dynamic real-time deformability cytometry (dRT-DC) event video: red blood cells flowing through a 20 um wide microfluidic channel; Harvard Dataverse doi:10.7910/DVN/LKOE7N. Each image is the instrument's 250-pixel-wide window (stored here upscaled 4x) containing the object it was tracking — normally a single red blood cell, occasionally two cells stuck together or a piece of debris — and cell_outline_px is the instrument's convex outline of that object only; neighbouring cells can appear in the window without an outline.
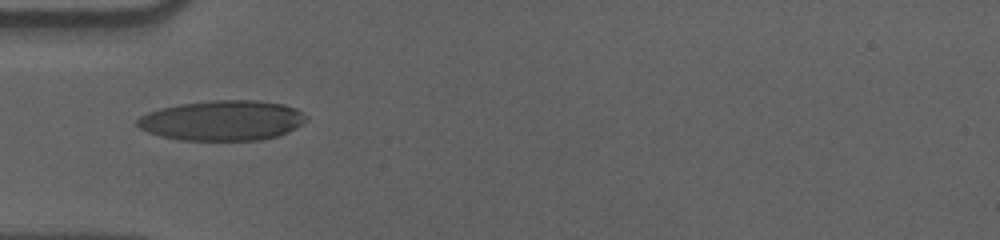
{"species": "human", "species_latin": "Homo sapiens", "temperature_condition": "cold", "stored_images_in_passage": 40, "camera_frame_rate_fps": 3000, "um_per_image_px": 0.085, "donor": {"sex": "male"}, "frame": {"image": 1, "passage_image": 1, "time_ms": 0.0, "image_size_px": [1000, 240], "cell_outline_px": [[308, 120], [296, 128], [280, 136], [260, 140], [180, 140], [160, 136], [148, 132], [140, 128], [136, 124], [136, 120], [140, 116], [148, 112], [160, 108], [180, 104], [212, 100], [256, 100], [284, 104], [296, 108], [308, 116]], "centroid_in_image_um": [18.93, 10.24], "position_along_channel_um": 66.1, "area_um2": 39.82}}
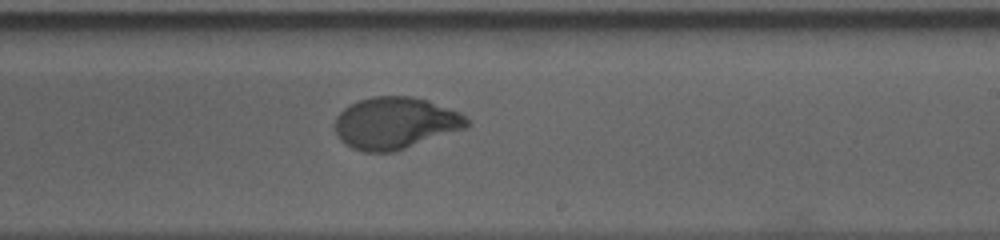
{"frame": {"image": 2, "passage_image": 17, "time_ms": 5.333, "image_size_px": [1000, 240], "cell_outline_px": [[472, 124], [468, 128], [396, 152], [364, 152], [352, 148], [344, 144], [336, 136], [336, 116], [344, 108], [360, 100], [372, 96], [412, 96], [428, 100], [460, 112]], "centroid_in_image_um": [33.64, 10.48], "position_along_channel_um": 255.4, "area_um2": 40.34}}
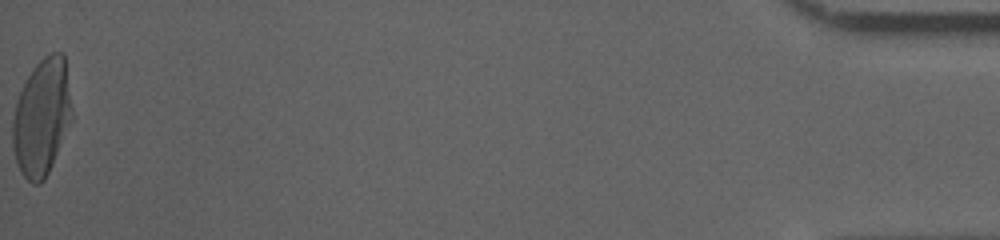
{"frame": {"image": 3, "passage_image": 40, "time_ms": 13.0, "image_size_px": [1000, 240], "cell_outline_px": [[72, 120], [52, 164], [44, 180], [40, 184], [32, 184], [20, 172], [16, 160], [12, 144], [12, 120], [16, 100], [32, 68], [44, 56], [52, 52], [64, 52], [72, 108]], "centroid_in_image_um": [3.55, 9.95], "position_along_channel_um": 431.7, "area_um2": 40.46}, "authors_computed_cell_mechanics": {"area_um2": 39.7086, "velocity_mm_per_s": 3.5714, "shape_relaxation_time_tau1_ms": 4.6207, "shape_relaxation_time_tau2_ms": null, "deformation_change_tau1": 0.2051, "deformation_change_tau2": null}}